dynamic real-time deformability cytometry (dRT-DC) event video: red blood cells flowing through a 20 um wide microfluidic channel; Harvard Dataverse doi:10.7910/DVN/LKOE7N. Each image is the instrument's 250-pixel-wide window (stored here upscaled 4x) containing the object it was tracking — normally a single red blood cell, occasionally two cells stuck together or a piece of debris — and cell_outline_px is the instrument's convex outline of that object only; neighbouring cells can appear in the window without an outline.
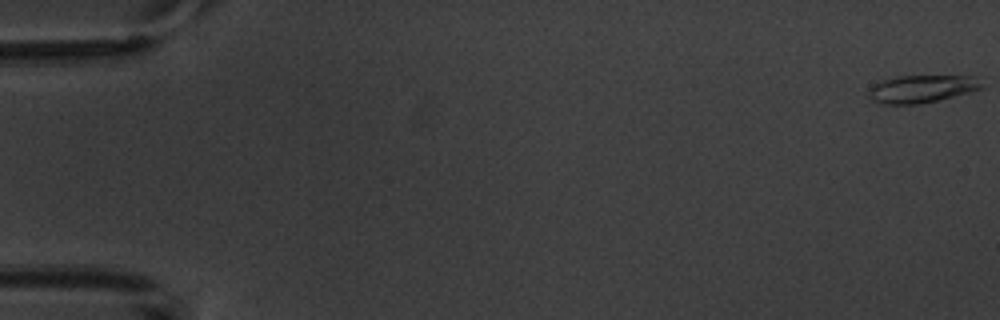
{"species": "common noctule bat (a hibernating species)", "species_latin": "Nyctalus noctula", "temperature_condition": "warm", "stored_images_in_passage": 6, "camera_frame_rate_fps": 3000, "um_per_image_px": 0.085, "animal": {"sex": "male", "body_mass_g": 20.1, "forearm_length_mm": 53.5}, "frame": {"image": 1, "passage_image": 1, "time_ms": 0.0, "image_size_px": [1000, 320], "cell_outline_px": [[984, 88], [920, 104], [880, 104], [872, 100], [868, 96], [868, 92], [876, 84], [884, 80], [896, 76], [976, 76]], "centroid_in_image_um": [78.34, 7.55], "position_along_channel_um": 6.7, "area_um2": 17.92}}
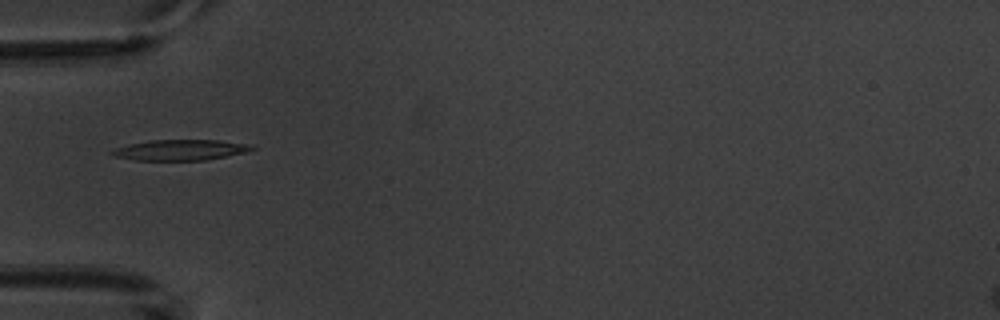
{"frame": {"image": 2, "passage_image": 6, "time_ms": 6.0, "image_size_px": [1000, 320], "cell_outline_px": [[256, 148], [244, 152], [204, 160], [136, 160], [112, 156], [108, 152], [112, 148], [128, 144], [148, 140], [220, 140], [252, 144]], "centroid_in_image_um": [15.25, 12.73], "position_along_channel_um": 69.7, "area_um2": 16.94}}